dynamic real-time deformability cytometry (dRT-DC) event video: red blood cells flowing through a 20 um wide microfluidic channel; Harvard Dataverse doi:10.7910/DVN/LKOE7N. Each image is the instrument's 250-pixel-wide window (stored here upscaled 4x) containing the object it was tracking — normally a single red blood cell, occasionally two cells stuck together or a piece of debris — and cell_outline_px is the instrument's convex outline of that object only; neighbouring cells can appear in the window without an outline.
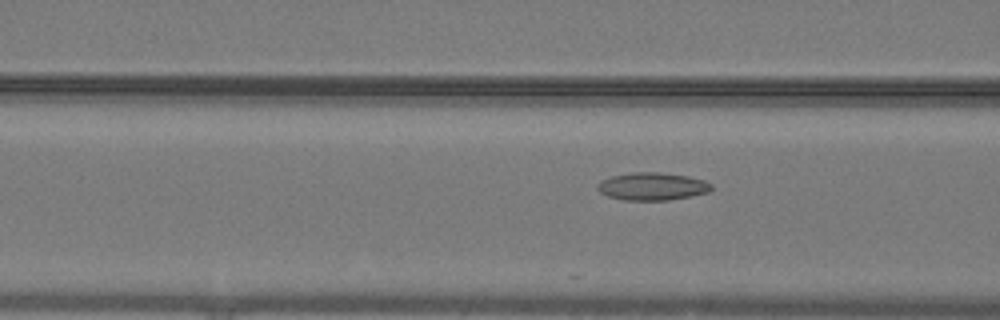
{"species": "common noctule bat (a hibernating species)", "species_latin": "Nyctalus noctula", "temperature_condition": "warm", "stored_images_in_passage": 7, "camera_frame_rate_fps": 3000, "um_per_image_px": 0.085, "animal": {"sex": "male", "body_mass_g": 19.2, "forearm_length_mm": 51.8}, "frame": {"image": 1, "passage_image": 4, "time_ms": 1.0, "image_size_px": [1000, 320], "cell_outline_px": [[712, 188], [708, 192], [692, 196], [668, 200], [624, 200], [608, 196], [600, 192], [596, 188], [596, 184], [600, 180], [612, 176], [632, 172], [660, 172], [688, 176], [704, 180], [712, 184]], "centroid_in_image_um": [55.43, 15.84], "position_along_channel_um": 111.2, "area_um2": 18.5}}